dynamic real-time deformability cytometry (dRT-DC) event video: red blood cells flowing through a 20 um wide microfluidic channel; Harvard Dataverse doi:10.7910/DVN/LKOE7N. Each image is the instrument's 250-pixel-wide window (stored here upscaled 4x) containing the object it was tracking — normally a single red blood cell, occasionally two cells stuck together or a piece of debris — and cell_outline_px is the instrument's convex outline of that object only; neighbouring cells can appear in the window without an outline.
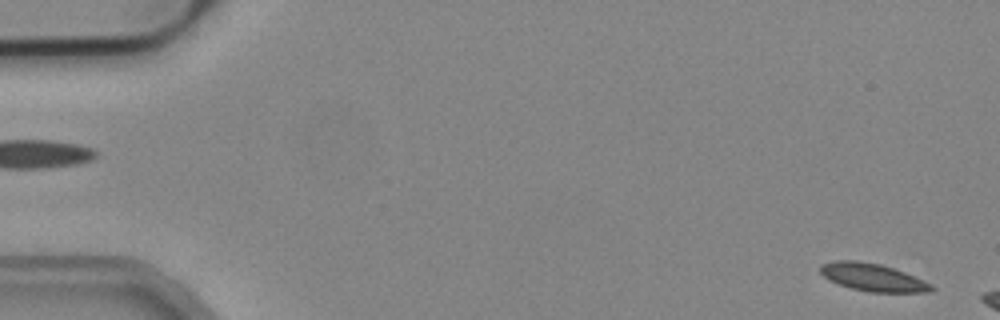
{"species": "common noctule bat (a hibernating species)", "species_latin": "Nyctalus noctula", "temperature_condition": "cold", "stored_images_in_passage": 3, "camera_frame_rate_fps": 3000, "um_per_image_px": 0.085, "animal": {"sex": "male", "body_mass_g": 19.2, "forearm_length_mm": 51.8}, "frame": {"image": 1, "passage_image": 1, "time_ms": 0.0, "image_size_px": [1000, 320], "cell_outline_px": [[936, 288], [928, 292], [868, 292], [852, 288], [840, 284], [824, 276], [820, 272], [820, 264], [836, 260], [856, 260], [880, 264], [904, 272], [924, 280], [932, 284]], "centroid_in_image_um": [74.2, 23.57], "position_along_channel_um": 10.8, "area_um2": 17.74}}